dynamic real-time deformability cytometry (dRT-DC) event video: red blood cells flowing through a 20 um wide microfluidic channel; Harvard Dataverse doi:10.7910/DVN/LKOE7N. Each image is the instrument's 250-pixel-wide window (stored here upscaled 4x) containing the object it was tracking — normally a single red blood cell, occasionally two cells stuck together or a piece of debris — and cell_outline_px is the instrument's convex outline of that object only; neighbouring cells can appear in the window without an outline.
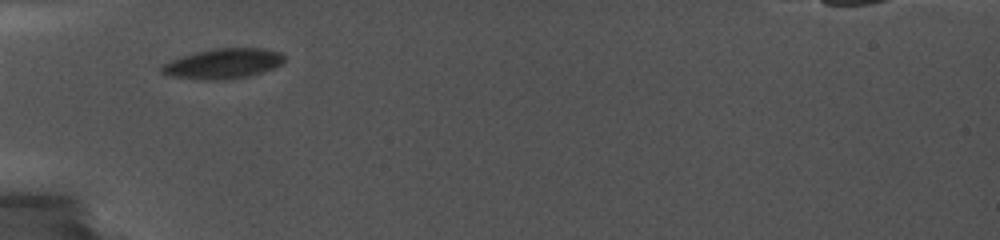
{"species": "common noctule bat (a hibernating species)", "species_latin": "Nyctalus noctula", "temperature_condition": "cold", "stored_images_in_passage": 21, "camera_frame_rate_fps": 5000, "um_per_image_px": 0.085, "animal": {"sex": "female", "body_mass_g": 19.0, "forearm_length_mm": 56.7}, "frame": {"image": 1, "passage_image": 1, "time_ms": 0.0, "image_size_px": [1000, 240], "cell_outline_px": [[284, 60], [280, 64], [272, 68], [248, 76], [228, 80], [200, 80], [172, 76], [160, 72], [160, 64], [180, 56], [212, 48], [264, 48], [280, 52], [284, 56]], "centroid_in_image_um": [18.9, 5.4], "position_along_channel_um": 66.1, "area_um2": 21.68}}
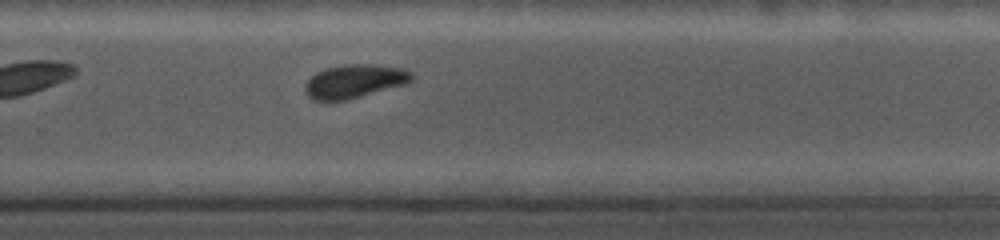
{"frame": {"image": 2, "passage_image": 13, "time_ms": 6.4, "image_size_px": [1000, 240], "cell_outline_px": [[412, 80], [404, 84], [348, 100], [312, 100], [304, 92], [304, 84], [316, 72], [328, 68], [352, 64], [372, 64], [400, 68], [412, 72]], "centroid_in_image_um": [30.09, 6.92], "position_along_channel_um": 299.7, "area_um2": 20.58}}
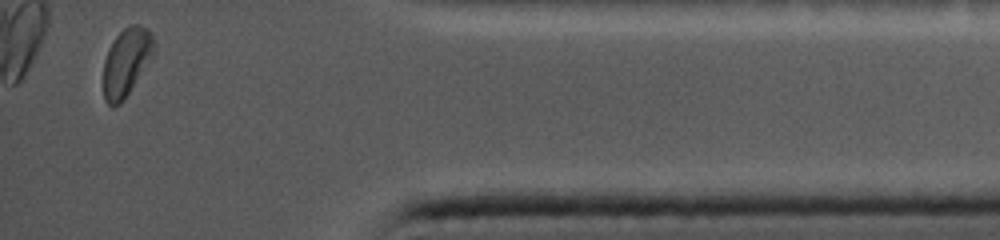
{"frame": {"image": 3, "passage_image": 20, "time_ms": 10.2, "image_size_px": [1000, 240], "cell_outline_px": [[156, 52], [124, 100], [120, 104], [112, 108], [104, 100], [104, 60], [116, 36], [124, 28], [132, 24], [140, 24], [152, 32], [156, 44]], "centroid_in_image_um": [10.79, 5.27], "position_along_channel_um": 424.4, "area_um2": 20.23}, "authors_computed_cell_mechanics": {"area_um2": 21.5594, "velocity_mm_per_s": 3.724, "shape_relaxation_time_tau1_ms": null, "shape_relaxation_time_tau2_ms": 3.0597, "deformation_change_tau1": null, "deformation_change_tau2": 0.0781}}